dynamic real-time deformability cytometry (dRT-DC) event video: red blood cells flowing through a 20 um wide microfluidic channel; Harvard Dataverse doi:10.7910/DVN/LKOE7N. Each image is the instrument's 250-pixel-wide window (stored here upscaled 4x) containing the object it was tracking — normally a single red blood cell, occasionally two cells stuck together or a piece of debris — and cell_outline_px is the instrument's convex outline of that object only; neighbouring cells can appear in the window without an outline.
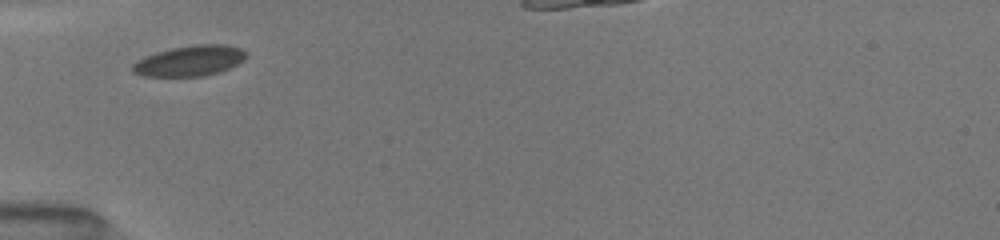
{"species": "common noctule bat (a hibernating species)", "species_latin": "Nyctalus noctula", "temperature_condition": "room temperature", "stored_images_in_passage": 9, "camera_frame_rate_fps": 3000, "um_per_image_px": 0.085, "animal": {"sex": "female", "body_mass_g": 19.5, "forearm_length_mm": 54.1}, "frame": {"image": 1, "passage_image": 1, "time_ms": 0.0, "image_size_px": [1000, 240], "cell_outline_px": [[244, 60], [220, 72], [204, 76], [144, 76], [132, 72], [132, 64], [136, 60], [144, 56], [156, 52], [172, 48], [196, 44], [224, 44], [240, 48], [244, 52]], "centroid_in_image_um": [16.08, 5.17], "position_along_channel_um": 68.9, "area_um2": 20.11}}